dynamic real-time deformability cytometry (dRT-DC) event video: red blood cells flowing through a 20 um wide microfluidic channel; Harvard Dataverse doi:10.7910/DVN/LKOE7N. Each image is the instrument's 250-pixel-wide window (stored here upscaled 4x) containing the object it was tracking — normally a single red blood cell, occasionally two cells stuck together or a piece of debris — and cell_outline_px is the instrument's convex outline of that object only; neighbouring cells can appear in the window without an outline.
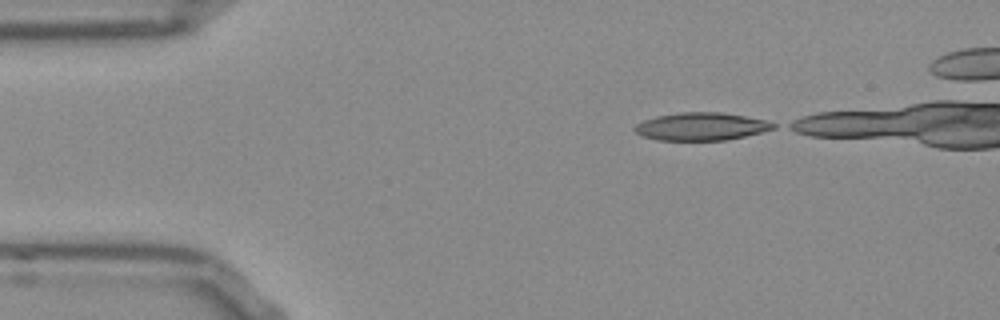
{"species": "Egyptian fruit bat (a non-hibernating species)", "species_latin": "Rousettus aegyptiacus", "temperature_condition": "room temperature", "stored_images_in_passage": 35, "camera_frame_rate_fps": 3000, "um_per_image_px": 0.085, "frame": {"image": 1, "passage_image": 1, "time_ms": 0.0, "image_size_px": [1000, 320], "cell_outline_px": [[776, 128], [744, 136], [724, 140], [656, 140], [644, 136], [636, 132], [632, 128], [636, 124], [644, 120], [656, 116], [680, 112], [720, 112], [744, 116], [764, 120], [776, 124]], "centroid_in_image_um": [59.57, 10.75], "position_along_channel_um": 25.4, "area_um2": 22.25}}
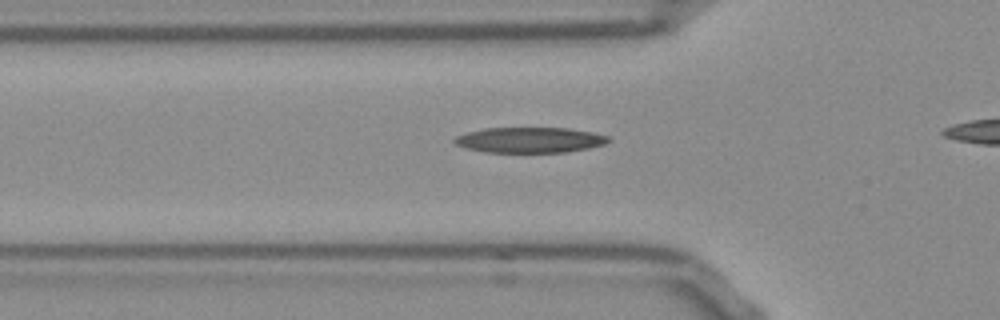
{"frame": {"image": 2, "passage_image": 10, "time_ms": 3.0, "image_size_px": [1000, 320], "cell_outline_px": [[612, 140], [604, 144], [588, 148], [564, 152], [484, 152], [464, 148], [456, 144], [452, 140], [456, 136], [468, 132], [484, 128], [568, 128], [592, 132], [608, 136]], "centroid_in_image_um": [45.01, 11.9], "position_along_channel_um": 80.8, "area_um2": 22.83}}
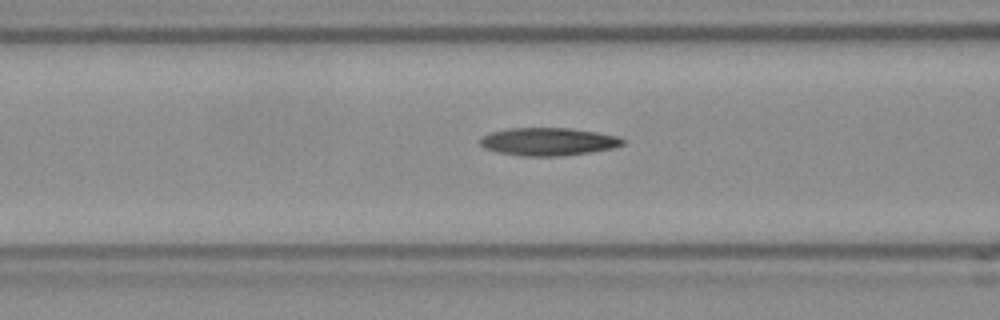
{"frame": {"image": 3, "passage_image": 13, "time_ms": 4.0, "image_size_px": [1000, 320], "cell_outline_px": [[624, 144], [612, 148], [592, 152], [560, 156], [520, 156], [496, 152], [484, 148], [476, 140], [480, 136], [492, 132], [508, 128], [568, 128], [596, 132], [616, 136], [624, 140]], "centroid_in_image_um": [46.52, 12.04], "position_along_channel_um": 120.1, "area_um2": 23.29}}